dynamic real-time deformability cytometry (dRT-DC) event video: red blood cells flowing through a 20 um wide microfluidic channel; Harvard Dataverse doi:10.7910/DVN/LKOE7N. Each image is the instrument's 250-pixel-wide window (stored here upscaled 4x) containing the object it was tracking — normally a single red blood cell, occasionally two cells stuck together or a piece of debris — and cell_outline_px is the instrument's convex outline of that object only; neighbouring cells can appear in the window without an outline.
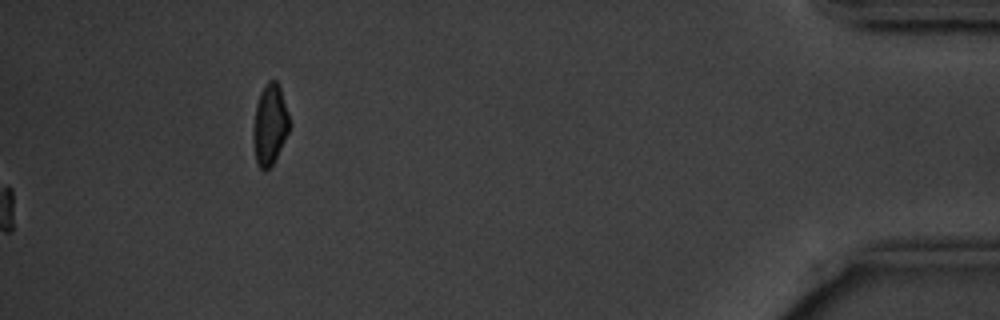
{"species": "common noctule bat (a hibernating species)", "species_latin": "Nyctalus noctula", "temperature_condition": "cold", "stored_images_in_passage": 14, "camera_frame_rate_fps": 3000, "um_per_image_px": 0.085, "animal": {"sex": "male", "body_mass_g": 20.1, "forearm_length_mm": 53.5}, "frame": {"image": 1, "passage_image": 14, "time_ms": 16.667, "image_size_px": [1000, 320], "cell_outline_px": [[292, 124], [272, 164], [264, 172], [260, 168], [256, 160], [256, 104], [260, 92], [268, 80], [276, 80], [280, 88]], "centroid_in_image_um": [23.0, 10.53], "position_along_channel_um": 412.2, "area_um2": 16.13}, "authors_computed_cell_mechanics": {"area_um2": 20.7213, "velocity_mm_per_s": 3.5571, "shape_relaxation_time_tau1_ms": 1.2565, "shape_relaxation_time_tau2_ms": null, "deformation_change_tau1": 0.0875, "deformation_change_tau2": null}}